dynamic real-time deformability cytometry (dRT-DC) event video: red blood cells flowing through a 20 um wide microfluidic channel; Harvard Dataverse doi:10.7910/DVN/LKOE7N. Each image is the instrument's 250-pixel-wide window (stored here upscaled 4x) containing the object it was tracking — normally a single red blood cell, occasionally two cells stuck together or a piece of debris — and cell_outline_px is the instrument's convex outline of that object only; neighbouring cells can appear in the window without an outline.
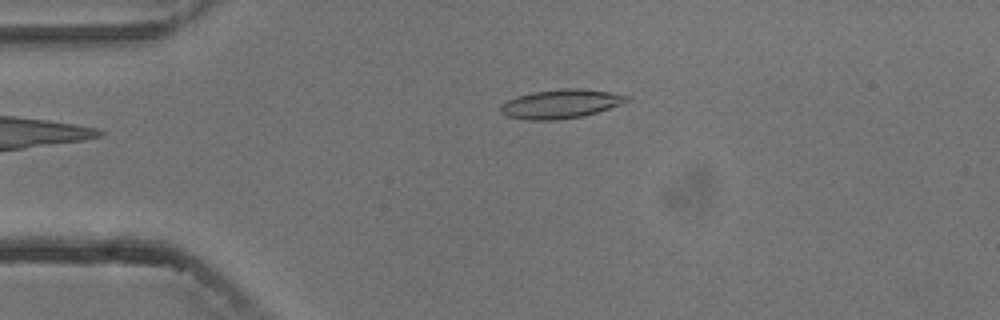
{"species": "common noctule bat (a hibernating species)", "species_latin": "Nyctalus noctula", "temperature_condition": "cold", "stored_images_in_passage": 5, "camera_frame_rate_fps": 3000, "um_per_image_px": 0.085, "animal": {"sex": "male", "body_mass_g": 13.3}, "frame": {"image": 1, "passage_image": 5, "time_ms": 5.667, "image_size_px": [1000, 320], "cell_outline_px": [[632, 96], [628, 100], [620, 104], [584, 116], [556, 120], [528, 120], [508, 116], [500, 112], [500, 104], [508, 100], [532, 92], [560, 88], [580, 88], [608, 92]], "centroid_in_image_um": [47.65, 8.83], "position_along_channel_um": 37.4, "area_um2": 21.15}}